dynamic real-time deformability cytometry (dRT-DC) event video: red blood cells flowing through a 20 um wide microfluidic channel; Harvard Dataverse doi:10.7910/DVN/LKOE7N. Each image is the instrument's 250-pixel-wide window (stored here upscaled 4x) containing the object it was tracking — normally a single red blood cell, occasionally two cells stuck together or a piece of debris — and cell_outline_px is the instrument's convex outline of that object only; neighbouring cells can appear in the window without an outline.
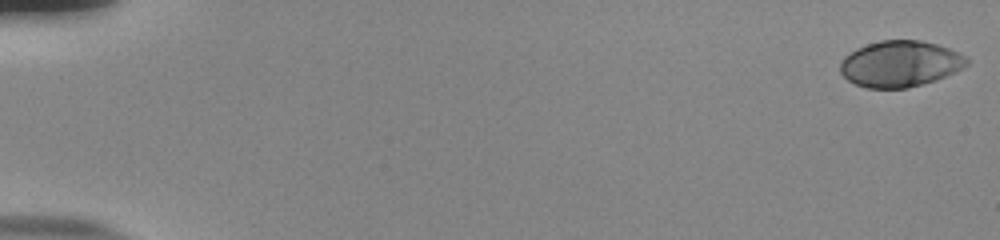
{"species": "human", "species_latin": "Homo sapiens", "temperature_condition": "room temperature", "stored_images_in_passage": 55, "camera_frame_rate_fps": 3000, "um_per_image_px": 0.085, "donor": {"sex": "male"}, "frame": {"image": 1, "passage_image": 1, "time_ms": 0.0, "image_size_px": [1000, 240], "cell_outline_px": [[968, 64], [964, 68], [956, 72], [936, 80], [908, 88], [868, 88], [856, 84], [848, 80], [840, 72], [840, 60], [844, 56], [856, 48], [880, 40], [920, 40], [936, 44], [948, 48], [964, 56], [968, 60]], "centroid_in_image_um": [76.49, 5.43], "position_along_channel_um": 8.5, "area_um2": 34.04}}
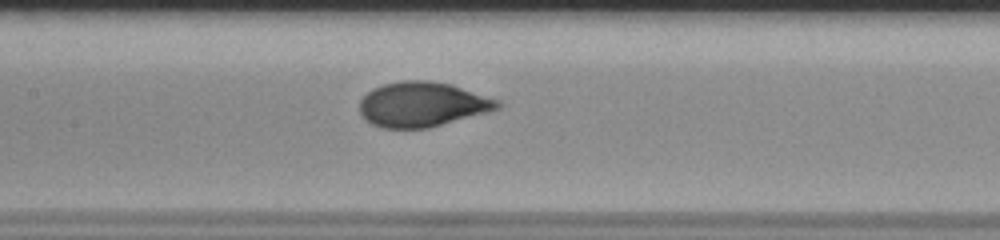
{"frame": {"image": 2, "passage_image": 28, "time_ms": 9.0, "image_size_px": [1000, 240], "cell_outline_px": [[504, 104], [500, 108], [488, 112], [428, 128], [380, 128], [364, 120], [360, 116], [360, 100], [372, 88], [384, 84], [404, 80], [428, 80], [452, 84], [500, 100]], "centroid_in_image_um": [35.9, 8.87], "position_along_channel_um": 171.5, "area_um2": 36.36}}
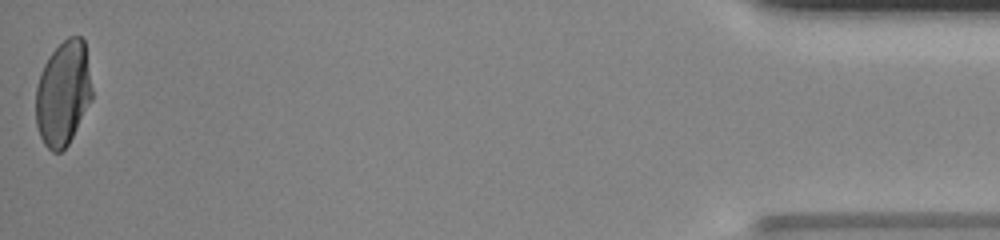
{"frame": {"image": 3, "passage_image": 55, "time_ms": 18.0, "image_size_px": [1000, 240], "cell_outline_px": [[92, 100], [68, 144], [60, 152], [52, 152], [44, 144], [40, 136], [36, 124], [36, 88], [40, 72], [48, 56], [68, 36], [80, 36], [84, 40], [92, 88]], "centroid_in_image_um": [5.36, 7.93], "position_along_channel_um": 429.8, "area_um2": 34.28}, "authors_computed_cell_mechanics": {"area_um2": 34.8534, "velocity_mm_per_s": 3.8001, "shape_relaxation_time_tau1_ms": 5.0727, "shape_relaxation_time_tau2_ms": null, "deformation_change_tau1": 0.212, "deformation_change_tau2": null}}